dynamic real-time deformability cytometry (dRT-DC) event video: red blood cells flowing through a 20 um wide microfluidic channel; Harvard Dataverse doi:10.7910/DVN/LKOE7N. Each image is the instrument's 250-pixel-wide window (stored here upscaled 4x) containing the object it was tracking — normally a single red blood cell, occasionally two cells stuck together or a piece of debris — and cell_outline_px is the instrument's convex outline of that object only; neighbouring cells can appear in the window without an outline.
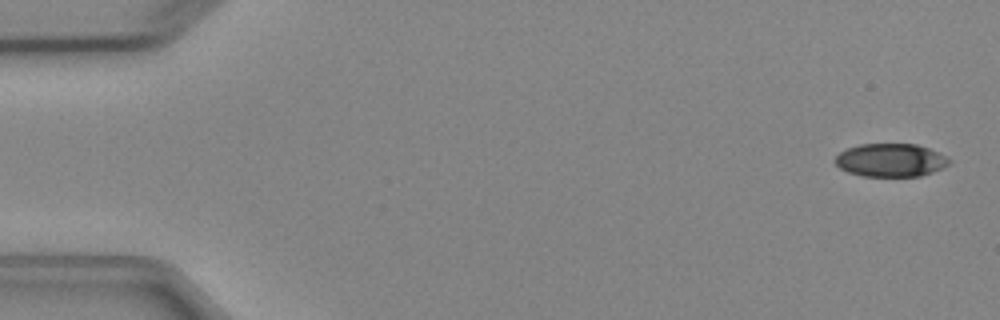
{"species": "Egyptian fruit bat (a non-hibernating species)", "species_latin": "Rousettus aegyptiacus", "temperature_condition": "cold", "stored_images_in_passage": 5, "camera_frame_rate_fps": 3000, "um_per_image_px": 0.085, "animal": {"sex": "female"}, "frame": {"image": 1, "passage_image": 1, "time_ms": 0.0, "image_size_px": [1000, 320], "cell_outline_px": [[952, 160], [948, 164], [932, 172], [920, 176], [864, 176], [848, 172], [840, 168], [836, 164], [836, 156], [840, 152], [848, 148], [860, 144], [916, 144], [928, 148]], "centroid_in_image_um": [75.69, 13.61], "position_along_channel_um": 9.3, "area_um2": 21.73}}
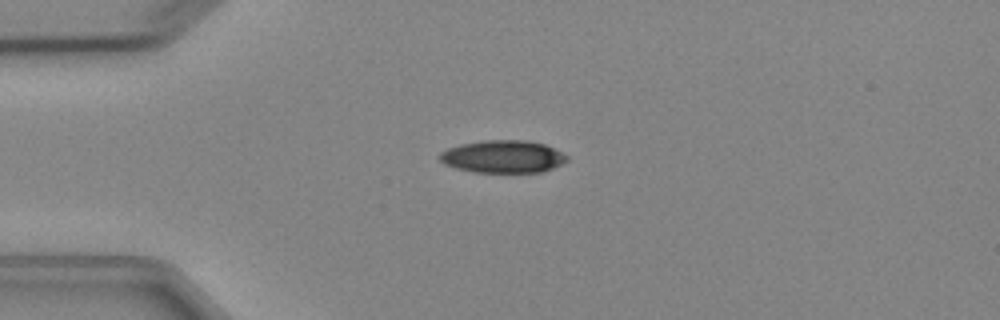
{"frame": {"image": 2, "passage_image": 4, "time_ms": 3.667, "image_size_px": [1000, 320], "cell_outline_px": [[568, 160], [544, 172], [476, 172], [456, 168], [444, 164], [440, 160], [440, 152], [448, 148], [460, 144], [484, 140], [528, 140], [544, 144], [568, 156]], "centroid_in_image_um": [42.74, 13.31], "position_along_channel_um": 42.3, "area_um2": 24.04}}